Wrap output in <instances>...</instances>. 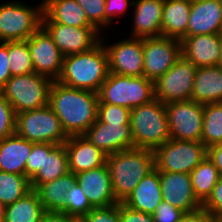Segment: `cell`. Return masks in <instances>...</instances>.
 I'll use <instances>...</instances> for the list:
<instances>
[{
    "instance_id": "obj_7",
    "label": "cell",
    "mask_w": 222,
    "mask_h": 222,
    "mask_svg": "<svg viewBox=\"0 0 222 222\" xmlns=\"http://www.w3.org/2000/svg\"><path fill=\"white\" fill-rule=\"evenodd\" d=\"M16 133L32 143L61 145L68 139L49 105L16 114Z\"/></svg>"
},
{
    "instance_id": "obj_42",
    "label": "cell",
    "mask_w": 222,
    "mask_h": 222,
    "mask_svg": "<svg viewBox=\"0 0 222 222\" xmlns=\"http://www.w3.org/2000/svg\"><path fill=\"white\" fill-rule=\"evenodd\" d=\"M105 28L110 27L115 19L127 12L128 7H133L134 0H105Z\"/></svg>"
},
{
    "instance_id": "obj_17",
    "label": "cell",
    "mask_w": 222,
    "mask_h": 222,
    "mask_svg": "<svg viewBox=\"0 0 222 222\" xmlns=\"http://www.w3.org/2000/svg\"><path fill=\"white\" fill-rule=\"evenodd\" d=\"M83 136L107 156L134 148L130 126L109 125L96 120Z\"/></svg>"
},
{
    "instance_id": "obj_46",
    "label": "cell",
    "mask_w": 222,
    "mask_h": 222,
    "mask_svg": "<svg viewBox=\"0 0 222 222\" xmlns=\"http://www.w3.org/2000/svg\"><path fill=\"white\" fill-rule=\"evenodd\" d=\"M180 222H217V218L202 207L194 212L185 213Z\"/></svg>"
},
{
    "instance_id": "obj_8",
    "label": "cell",
    "mask_w": 222,
    "mask_h": 222,
    "mask_svg": "<svg viewBox=\"0 0 222 222\" xmlns=\"http://www.w3.org/2000/svg\"><path fill=\"white\" fill-rule=\"evenodd\" d=\"M23 3L0 4V42L27 40L42 25L43 3L36 8Z\"/></svg>"
},
{
    "instance_id": "obj_9",
    "label": "cell",
    "mask_w": 222,
    "mask_h": 222,
    "mask_svg": "<svg viewBox=\"0 0 222 222\" xmlns=\"http://www.w3.org/2000/svg\"><path fill=\"white\" fill-rule=\"evenodd\" d=\"M159 172L190 174L205 158L207 147L199 141L169 139L154 150Z\"/></svg>"
},
{
    "instance_id": "obj_30",
    "label": "cell",
    "mask_w": 222,
    "mask_h": 222,
    "mask_svg": "<svg viewBox=\"0 0 222 222\" xmlns=\"http://www.w3.org/2000/svg\"><path fill=\"white\" fill-rule=\"evenodd\" d=\"M45 212L37 193L31 190L23 198L6 206L4 222H40Z\"/></svg>"
},
{
    "instance_id": "obj_35",
    "label": "cell",
    "mask_w": 222,
    "mask_h": 222,
    "mask_svg": "<svg viewBox=\"0 0 222 222\" xmlns=\"http://www.w3.org/2000/svg\"><path fill=\"white\" fill-rule=\"evenodd\" d=\"M92 208L85 191L76 182L66 194V214L80 221Z\"/></svg>"
},
{
    "instance_id": "obj_2",
    "label": "cell",
    "mask_w": 222,
    "mask_h": 222,
    "mask_svg": "<svg viewBox=\"0 0 222 222\" xmlns=\"http://www.w3.org/2000/svg\"><path fill=\"white\" fill-rule=\"evenodd\" d=\"M108 74V57L104 43L100 41L88 51L65 56L57 82L98 93Z\"/></svg>"
},
{
    "instance_id": "obj_43",
    "label": "cell",
    "mask_w": 222,
    "mask_h": 222,
    "mask_svg": "<svg viewBox=\"0 0 222 222\" xmlns=\"http://www.w3.org/2000/svg\"><path fill=\"white\" fill-rule=\"evenodd\" d=\"M202 207L215 218L222 217V175L213 188L212 194Z\"/></svg>"
},
{
    "instance_id": "obj_26",
    "label": "cell",
    "mask_w": 222,
    "mask_h": 222,
    "mask_svg": "<svg viewBox=\"0 0 222 222\" xmlns=\"http://www.w3.org/2000/svg\"><path fill=\"white\" fill-rule=\"evenodd\" d=\"M190 100L202 105L222 102V69L218 65L197 68Z\"/></svg>"
},
{
    "instance_id": "obj_16",
    "label": "cell",
    "mask_w": 222,
    "mask_h": 222,
    "mask_svg": "<svg viewBox=\"0 0 222 222\" xmlns=\"http://www.w3.org/2000/svg\"><path fill=\"white\" fill-rule=\"evenodd\" d=\"M163 200L185 213L202 208L194 195L190 174L159 172Z\"/></svg>"
},
{
    "instance_id": "obj_5",
    "label": "cell",
    "mask_w": 222,
    "mask_h": 222,
    "mask_svg": "<svg viewBox=\"0 0 222 222\" xmlns=\"http://www.w3.org/2000/svg\"><path fill=\"white\" fill-rule=\"evenodd\" d=\"M98 103H110L132 110L155 99L154 81L144 76L109 73L98 92Z\"/></svg>"
},
{
    "instance_id": "obj_22",
    "label": "cell",
    "mask_w": 222,
    "mask_h": 222,
    "mask_svg": "<svg viewBox=\"0 0 222 222\" xmlns=\"http://www.w3.org/2000/svg\"><path fill=\"white\" fill-rule=\"evenodd\" d=\"M222 33L220 0L191 2L187 36Z\"/></svg>"
},
{
    "instance_id": "obj_32",
    "label": "cell",
    "mask_w": 222,
    "mask_h": 222,
    "mask_svg": "<svg viewBox=\"0 0 222 222\" xmlns=\"http://www.w3.org/2000/svg\"><path fill=\"white\" fill-rule=\"evenodd\" d=\"M201 143L207 148L222 143V102L204 105Z\"/></svg>"
},
{
    "instance_id": "obj_13",
    "label": "cell",
    "mask_w": 222,
    "mask_h": 222,
    "mask_svg": "<svg viewBox=\"0 0 222 222\" xmlns=\"http://www.w3.org/2000/svg\"><path fill=\"white\" fill-rule=\"evenodd\" d=\"M104 39V35H101V41L104 43V48L108 57L109 73L129 77L143 76L142 38L128 36V38L119 40L111 45H106Z\"/></svg>"
},
{
    "instance_id": "obj_27",
    "label": "cell",
    "mask_w": 222,
    "mask_h": 222,
    "mask_svg": "<svg viewBox=\"0 0 222 222\" xmlns=\"http://www.w3.org/2000/svg\"><path fill=\"white\" fill-rule=\"evenodd\" d=\"M76 183V174L68 172L45 184H30L46 212L66 213V194Z\"/></svg>"
},
{
    "instance_id": "obj_41",
    "label": "cell",
    "mask_w": 222,
    "mask_h": 222,
    "mask_svg": "<svg viewBox=\"0 0 222 222\" xmlns=\"http://www.w3.org/2000/svg\"><path fill=\"white\" fill-rule=\"evenodd\" d=\"M184 214V211L163 200L152 215L154 222H180Z\"/></svg>"
},
{
    "instance_id": "obj_51",
    "label": "cell",
    "mask_w": 222,
    "mask_h": 222,
    "mask_svg": "<svg viewBox=\"0 0 222 222\" xmlns=\"http://www.w3.org/2000/svg\"><path fill=\"white\" fill-rule=\"evenodd\" d=\"M217 222H222V217L221 218H217Z\"/></svg>"
},
{
    "instance_id": "obj_37",
    "label": "cell",
    "mask_w": 222,
    "mask_h": 222,
    "mask_svg": "<svg viewBox=\"0 0 222 222\" xmlns=\"http://www.w3.org/2000/svg\"><path fill=\"white\" fill-rule=\"evenodd\" d=\"M88 21L100 32L105 29V0H76Z\"/></svg>"
},
{
    "instance_id": "obj_11",
    "label": "cell",
    "mask_w": 222,
    "mask_h": 222,
    "mask_svg": "<svg viewBox=\"0 0 222 222\" xmlns=\"http://www.w3.org/2000/svg\"><path fill=\"white\" fill-rule=\"evenodd\" d=\"M165 108L171 139L201 142L204 105L187 100L165 104Z\"/></svg>"
},
{
    "instance_id": "obj_12",
    "label": "cell",
    "mask_w": 222,
    "mask_h": 222,
    "mask_svg": "<svg viewBox=\"0 0 222 222\" xmlns=\"http://www.w3.org/2000/svg\"><path fill=\"white\" fill-rule=\"evenodd\" d=\"M182 56L179 39L170 37L143 38V76L155 81L163 76Z\"/></svg>"
},
{
    "instance_id": "obj_33",
    "label": "cell",
    "mask_w": 222,
    "mask_h": 222,
    "mask_svg": "<svg viewBox=\"0 0 222 222\" xmlns=\"http://www.w3.org/2000/svg\"><path fill=\"white\" fill-rule=\"evenodd\" d=\"M30 180L24 176L0 171V201L6 206L31 191Z\"/></svg>"
},
{
    "instance_id": "obj_45",
    "label": "cell",
    "mask_w": 222,
    "mask_h": 222,
    "mask_svg": "<svg viewBox=\"0 0 222 222\" xmlns=\"http://www.w3.org/2000/svg\"><path fill=\"white\" fill-rule=\"evenodd\" d=\"M8 57V41L0 42V89L12 77Z\"/></svg>"
},
{
    "instance_id": "obj_49",
    "label": "cell",
    "mask_w": 222,
    "mask_h": 222,
    "mask_svg": "<svg viewBox=\"0 0 222 222\" xmlns=\"http://www.w3.org/2000/svg\"><path fill=\"white\" fill-rule=\"evenodd\" d=\"M6 205L0 201V222H4Z\"/></svg>"
},
{
    "instance_id": "obj_48",
    "label": "cell",
    "mask_w": 222,
    "mask_h": 222,
    "mask_svg": "<svg viewBox=\"0 0 222 222\" xmlns=\"http://www.w3.org/2000/svg\"><path fill=\"white\" fill-rule=\"evenodd\" d=\"M40 222H79V220L64 212H45Z\"/></svg>"
},
{
    "instance_id": "obj_14",
    "label": "cell",
    "mask_w": 222,
    "mask_h": 222,
    "mask_svg": "<svg viewBox=\"0 0 222 222\" xmlns=\"http://www.w3.org/2000/svg\"><path fill=\"white\" fill-rule=\"evenodd\" d=\"M28 49L34 72L57 81L64 56L42 25L28 38Z\"/></svg>"
},
{
    "instance_id": "obj_31",
    "label": "cell",
    "mask_w": 222,
    "mask_h": 222,
    "mask_svg": "<svg viewBox=\"0 0 222 222\" xmlns=\"http://www.w3.org/2000/svg\"><path fill=\"white\" fill-rule=\"evenodd\" d=\"M220 176L221 174L208 158H205L190 173L194 195L202 205L212 194Z\"/></svg>"
},
{
    "instance_id": "obj_3",
    "label": "cell",
    "mask_w": 222,
    "mask_h": 222,
    "mask_svg": "<svg viewBox=\"0 0 222 222\" xmlns=\"http://www.w3.org/2000/svg\"><path fill=\"white\" fill-rule=\"evenodd\" d=\"M106 164L115 198L123 202L142 178L155 168L154 151L140 148L118 151L107 156Z\"/></svg>"
},
{
    "instance_id": "obj_40",
    "label": "cell",
    "mask_w": 222,
    "mask_h": 222,
    "mask_svg": "<svg viewBox=\"0 0 222 222\" xmlns=\"http://www.w3.org/2000/svg\"><path fill=\"white\" fill-rule=\"evenodd\" d=\"M79 222H120L119 203L92 208Z\"/></svg>"
},
{
    "instance_id": "obj_19",
    "label": "cell",
    "mask_w": 222,
    "mask_h": 222,
    "mask_svg": "<svg viewBox=\"0 0 222 222\" xmlns=\"http://www.w3.org/2000/svg\"><path fill=\"white\" fill-rule=\"evenodd\" d=\"M182 56L197 68L216 66L220 61V34L186 36L181 40Z\"/></svg>"
},
{
    "instance_id": "obj_24",
    "label": "cell",
    "mask_w": 222,
    "mask_h": 222,
    "mask_svg": "<svg viewBox=\"0 0 222 222\" xmlns=\"http://www.w3.org/2000/svg\"><path fill=\"white\" fill-rule=\"evenodd\" d=\"M33 143L16 132L0 140V171L25 176V166Z\"/></svg>"
},
{
    "instance_id": "obj_23",
    "label": "cell",
    "mask_w": 222,
    "mask_h": 222,
    "mask_svg": "<svg viewBox=\"0 0 222 222\" xmlns=\"http://www.w3.org/2000/svg\"><path fill=\"white\" fill-rule=\"evenodd\" d=\"M162 201L159 171L154 168L142 178L122 203L133 210L153 214Z\"/></svg>"
},
{
    "instance_id": "obj_29",
    "label": "cell",
    "mask_w": 222,
    "mask_h": 222,
    "mask_svg": "<svg viewBox=\"0 0 222 222\" xmlns=\"http://www.w3.org/2000/svg\"><path fill=\"white\" fill-rule=\"evenodd\" d=\"M69 172L65 145H57L50 153H44L40 170L30 179V184H45Z\"/></svg>"
},
{
    "instance_id": "obj_15",
    "label": "cell",
    "mask_w": 222,
    "mask_h": 222,
    "mask_svg": "<svg viewBox=\"0 0 222 222\" xmlns=\"http://www.w3.org/2000/svg\"><path fill=\"white\" fill-rule=\"evenodd\" d=\"M63 56L85 52L101 41V33L95 27H72L55 22H42Z\"/></svg>"
},
{
    "instance_id": "obj_1",
    "label": "cell",
    "mask_w": 222,
    "mask_h": 222,
    "mask_svg": "<svg viewBox=\"0 0 222 222\" xmlns=\"http://www.w3.org/2000/svg\"><path fill=\"white\" fill-rule=\"evenodd\" d=\"M98 93L53 81L48 105L67 136L83 135L97 120Z\"/></svg>"
},
{
    "instance_id": "obj_47",
    "label": "cell",
    "mask_w": 222,
    "mask_h": 222,
    "mask_svg": "<svg viewBox=\"0 0 222 222\" xmlns=\"http://www.w3.org/2000/svg\"><path fill=\"white\" fill-rule=\"evenodd\" d=\"M207 158L215 165L222 175V143L207 148Z\"/></svg>"
},
{
    "instance_id": "obj_36",
    "label": "cell",
    "mask_w": 222,
    "mask_h": 222,
    "mask_svg": "<svg viewBox=\"0 0 222 222\" xmlns=\"http://www.w3.org/2000/svg\"><path fill=\"white\" fill-rule=\"evenodd\" d=\"M131 110L110 103H98L97 120L102 123L130 126Z\"/></svg>"
},
{
    "instance_id": "obj_52",
    "label": "cell",
    "mask_w": 222,
    "mask_h": 222,
    "mask_svg": "<svg viewBox=\"0 0 222 222\" xmlns=\"http://www.w3.org/2000/svg\"><path fill=\"white\" fill-rule=\"evenodd\" d=\"M191 2H198V1H203V0H190Z\"/></svg>"
},
{
    "instance_id": "obj_25",
    "label": "cell",
    "mask_w": 222,
    "mask_h": 222,
    "mask_svg": "<svg viewBox=\"0 0 222 222\" xmlns=\"http://www.w3.org/2000/svg\"><path fill=\"white\" fill-rule=\"evenodd\" d=\"M42 22H55L72 27H94L76 0H43Z\"/></svg>"
},
{
    "instance_id": "obj_38",
    "label": "cell",
    "mask_w": 222,
    "mask_h": 222,
    "mask_svg": "<svg viewBox=\"0 0 222 222\" xmlns=\"http://www.w3.org/2000/svg\"><path fill=\"white\" fill-rule=\"evenodd\" d=\"M57 145L52 143H33L25 166V176L30 180L42 167L44 153H50Z\"/></svg>"
},
{
    "instance_id": "obj_50",
    "label": "cell",
    "mask_w": 222,
    "mask_h": 222,
    "mask_svg": "<svg viewBox=\"0 0 222 222\" xmlns=\"http://www.w3.org/2000/svg\"><path fill=\"white\" fill-rule=\"evenodd\" d=\"M220 43H221V55H220V61L218 63V66L222 69V33L220 34Z\"/></svg>"
},
{
    "instance_id": "obj_18",
    "label": "cell",
    "mask_w": 222,
    "mask_h": 222,
    "mask_svg": "<svg viewBox=\"0 0 222 222\" xmlns=\"http://www.w3.org/2000/svg\"><path fill=\"white\" fill-rule=\"evenodd\" d=\"M76 182L85 191L93 208L119 203L115 198L107 164L76 174Z\"/></svg>"
},
{
    "instance_id": "obj_4",
    "label": "cell",
    "mask_w": 222,
    "mask_h": 222,
    "mask_svg": "<svg viewBox=\"0 0 222 222\" xmlns=\"http://www.w3.org/2000/svg\"><path fill=\"white\" fill-rule=\"evenodd\" d=\"M130 127L134 148L154 151L170 139L165 104L155 98L149 103L133 108Z\"/></svg>"
},
{
    "instance_id": "obj_20",
    "label": "cell",
    "mask_w": 222,
    "mask_h": 222,
    "mask_svg": "<svg viewBox=\"0 0 222 222\" xmlns=\"http://www.w3.org/2000/svg\"><path fill=\"white\" fill-rule=\"evenodd\" d=\"M163 5L164 0H134L130 37L143 39L161 36Z\"/></svg>"
},
{
    "instance_id": "obj_10",
    "label": "cell",
    "mask_w": 222,
    "mask_h": 222,
    "mask_svg": "<svg viewBox=\"0 0 222 222\" xmlns=\"http://www.w3.org/2000/svg\"><path fill=\"white\" fill-rule=\"evenodd\" d=\"M197 67L183 56L154 81L155 98L163 104L187 101L191 98Z\"/></svg>"
},
{
    "instance_id": "obj_6",
    "label": "cell",
    "mask_w": 222,
    "mask_h": 222,
    "mask_svg": "<svg viewBox=\"0 0 222 222\" xmlns=\"http://www.w3.org/2000/svg\"><path fill=\"white\" fill-rule=\"evenodd\" d=\"M52 80L35 72L12 76L0 89L16 114L48 105Z\"/></svg>"
},
{
    "instance_id": "obj_39",
    "label": "cell",
    "mask_w": 222,
    "mask_h": 222,
    "mask_svg": "<svg viewBox=\"0 0 222 222\" xmlns=\"http://www.w3.org/2000/svg\"><path fill=\"white\" fill-rule=\"evenodd\" d=\"M16 132V113L0 92V140Z\"/></svg>"
},
{
    "instance_id": "obj_34",
    "label": "cell",
    "mask_w": 222,
    "mask_h": 222,
    "mask_svg": "<svg viewBox=\"0 0 222 222\" xmlns=\"http://www.w3.org/2000/svg\"><path fill=\"white\" fill-rule=\"evenodd\" d=\"M8 57L12 76L34 72L33 62L29 57L28 39L8 41Z\"/></svg>"
},
{
    "instance_id": "obj_28",
    "label": "cell",
    "mask_w": 222,
    "mask_h": 222,
    "mask_svg": "<svg viewBox=\"0 0 222 222\" xmlns=\"http://www.w3.org/2000/svg\"><path fill=\"white\" fill-rule=\"evenodd\" d=\"M190 10V0H164L161 36L180 41L186 37Z\"/></svg>"
},
{
    "instance_id": "obj_21",
    "label": "cell",
    "mask_w": 222,
    "mask_h": 222,
    "mask_svg": "<svg viewBox=\"0 0 222 222\" xmlns=\"http://www.w3.org/2000/svg\"><path fill=\"white\" fill-rule=\"evenodd\" d=\"M64 145L68 156L69 172L77 174L106 164L107 155L83 135L68 136Z\"/></svg>"
},
{
    "instance_id": "obj_44",
    "label": "cell",
    "mask_w": 222,
    "mask_h": 222,
    "mask_svg": "<svg viewBox=\"0 0 222 222\" xmlns=\"http://www.w3.org/2000/svg\"><path fill=\"white\" fill-rule=\"evenodd\" d=\"M120 222H154L153 215L136 211L119 202Z\"/></svg>"
}]
</instances>
